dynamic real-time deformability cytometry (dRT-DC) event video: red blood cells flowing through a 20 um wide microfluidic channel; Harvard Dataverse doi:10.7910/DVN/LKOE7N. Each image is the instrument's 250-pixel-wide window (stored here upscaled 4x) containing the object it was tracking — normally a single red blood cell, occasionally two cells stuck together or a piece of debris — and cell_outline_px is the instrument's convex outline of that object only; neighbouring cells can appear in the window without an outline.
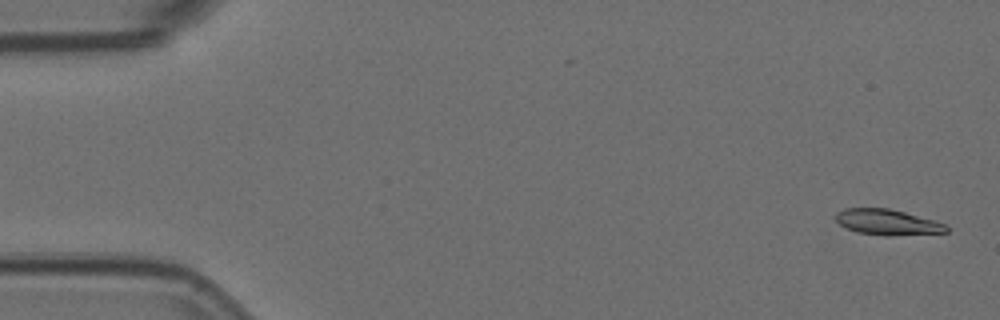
{"species": "Egyptian fruit bat (a non-hibernating species)", "species_latin": "Rousettus aegyptiacus", "temperature_condition": "room temperature", "stored_images_in_passage": 5, "camera_frame_rate_fps": 3000, "um_per_image_px": 0.085, "animal": {"sex": "female"}, "frame": {"image": 1, "passage_image": 1, "time_ms": 0.0, "image_size_px": [1000, 320], "cell_outline_px": [[948, 232], [888, 236], [856, 232], [840, 224], [832, 216], [836, 212], [844, 208], [888, 208], [904, 212], [932, 220], [944, 224], [948, 228]], "centroid_in_image_um": [75.37, 18.88], "position_along_channel_um": 9.6, "area_um2": 16.42}}
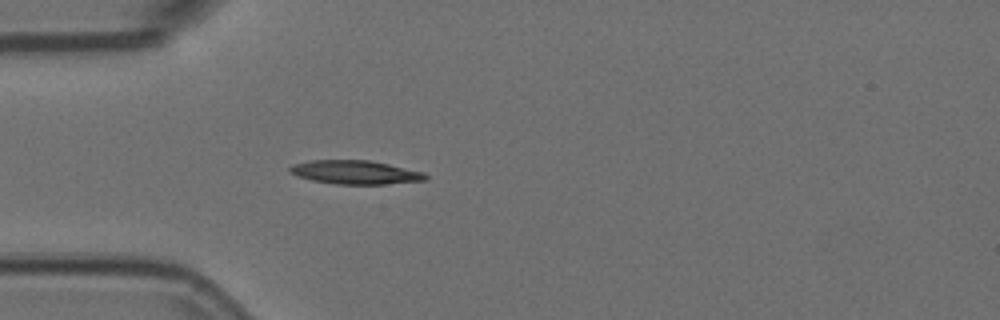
{"frame": {"image": 2, "passage_image": 5, "time_ms": 1.333, "image_size_px": [1000, 320], "cell_outline_px": [[428, 180], [384, 184], [336, 184], [312, 180], [296, 176], [288, 172], [288, 168], [292, 164], [312, 160], [368, 160], [388, 164], [424, 172], [428, 176]], "centroid_in_image_um": [30.17, 14.64], "position_along_channel_um": 54.8, "area_um2": 18.79}}